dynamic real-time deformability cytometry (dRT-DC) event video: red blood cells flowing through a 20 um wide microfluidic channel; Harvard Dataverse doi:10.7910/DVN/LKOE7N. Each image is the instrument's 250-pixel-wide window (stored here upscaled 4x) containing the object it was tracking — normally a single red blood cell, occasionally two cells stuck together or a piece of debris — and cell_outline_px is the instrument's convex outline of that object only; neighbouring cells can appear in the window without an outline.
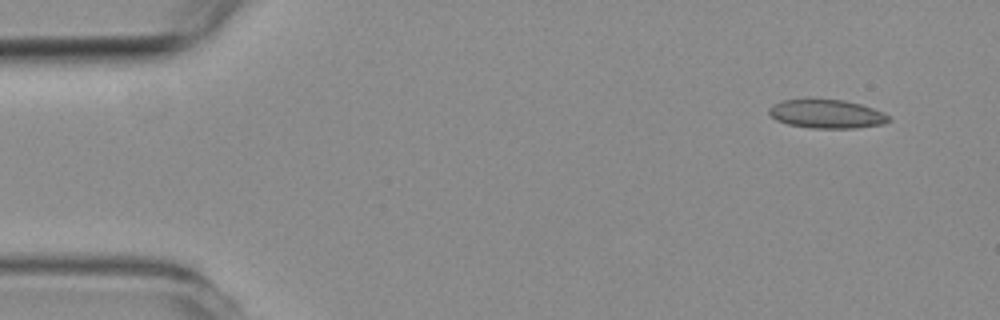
{"species": "common noctule bat (a hibernating species)", "species_latin": "Nyctalus noctula", "temperature_condition": "room temperature", "stored_images_in_passage": 2, "segment_of_instrument_passage": [2, 2], "camera_frame_rate_fps": 3000, "um_per_image_px": 0.085, "animal": {"sex": "female", "body_mass_g": 19.3, "forearm_length_mm": 54.1}, "frame": {"image": 1, "passage_image": 2, "time_ms": 2.0, "image_size_px": [1000, 320], "cell_outline_px": [[892, 120], [884, 124], [856, 128], [812, 128], [788, 124], [776, 120], [768, 112], [768, 108], [772, 104], [780, 100], [804, 96], [844, 100], [860, 104], [884, 112]], "centroid_in_image_um": [70.21, 9.64], "position_along_channel_um": 14.8, "area_um2": 20.87}}